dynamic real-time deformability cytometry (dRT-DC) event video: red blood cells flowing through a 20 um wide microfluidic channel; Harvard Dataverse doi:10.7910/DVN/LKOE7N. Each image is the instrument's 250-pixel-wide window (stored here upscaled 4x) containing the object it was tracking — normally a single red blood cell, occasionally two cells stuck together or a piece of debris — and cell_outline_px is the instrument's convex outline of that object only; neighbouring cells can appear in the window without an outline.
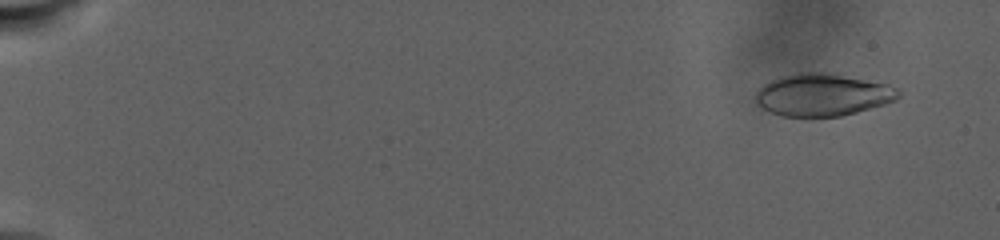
{"species": "human", "species_latin": "Homo sapiens", "temperature_condition": "warm", "stored_images_in_passage": 116, "camera_frame_rate_fps": 3000, "um_per_image_px": 0.085, "donor": {"sex": "male"}, "frame": {"image": 1, "passage_image": 9, "time_ms": 2.333, "image_size_px": [1000, 240], "cell_outline_px": [[900, 96], [896, 100], [884, 104], [856, 112], [840, 116], [784, 116], [772, 112], [756, 104], [756, 92], [764, 84], [772, 80], [784, 76], [800, 72], [824, 72], [884, 84], [896, 88], [900, 92]], "centroid_in_image_um": [69.91, 8.07], "position_along_channel_um": 15.1, "area_um2": 34.51}}
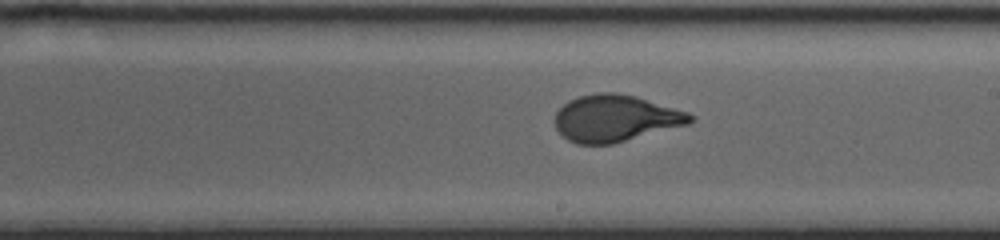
{"frame": {"image": 2, "passage_image": 77, "time_ms": 20.0, "image_size_px": [1000, 240], "cell_outline_px": [[696, 120], [688, 124], [612, 144], [576, 144], [568, 140], [556, 128], [556, 112], [568, 100], [580, 96], [596, 92], [616, 92], [636, 96], [688, 112], [696, 116]], "centroid_in_image_um": [52.33, 10.05], "position_along_channel_um": 236.7, "area_um2": 36.82}}
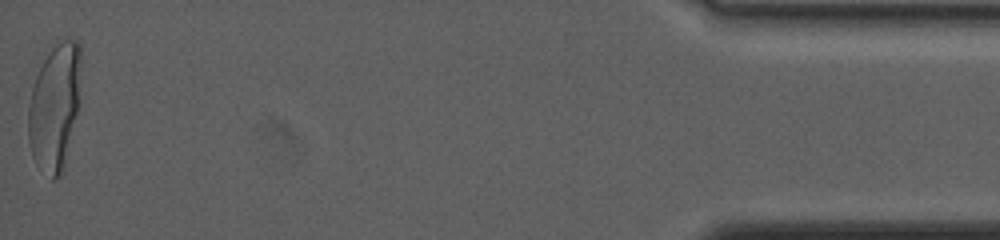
{"frame": {"image": 3, "passage_image": 116, "time_ms": 32.0, "image_size_px": [1000, 240], "cell_outline_px": [[80, 100], [64, 172], [60, 176], [52, 180], [36, 164], [32, 156], [28, 140], [28, 108], [32, 88], [36, 76], [44, 60], [52, 48], [60, 40], [76, 40], [80, 44]], "centroid_in_image_um": [4.66, 9.14], "position_along_channel_um": 430.5, "area_um2": 39.19}, "authors_computed_cell_mechanics": {"area_um2": 36.125, "velocity_mm_per_s": 2.2692, "shape_relaxation_time_tau1_ms": 8.4842, "shape_relaxation_time_tau2_ms": null, "deformation_change_tau1": 0.2444, "deformation_change_tau2": null}}